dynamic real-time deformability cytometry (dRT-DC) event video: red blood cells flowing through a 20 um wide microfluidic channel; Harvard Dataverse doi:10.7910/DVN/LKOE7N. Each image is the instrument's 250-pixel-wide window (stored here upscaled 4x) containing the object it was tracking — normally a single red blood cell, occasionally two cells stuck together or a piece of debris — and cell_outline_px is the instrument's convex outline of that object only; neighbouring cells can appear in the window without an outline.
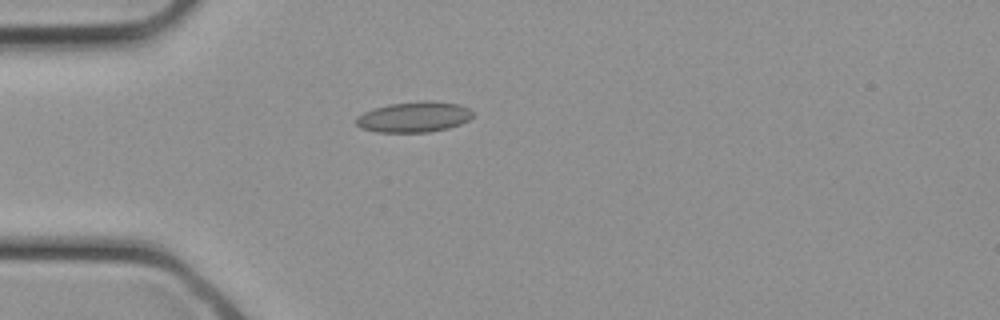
{"species": "common noctule bat (a hibernating species)", "species_latin": "Nyctalus noctula", "temperature_condition": "cold", "stored_images_in_passage": 7, "camera_frame_rate_fps": 3000, "um_per_image_px": 0.085, "animal": {"sex": "female", "body_mass_g": 21.9}, "frame": {"image": 1, "passage_image": 4, "time_ms": 1.0, "image_size_px": [1000, 320], "cell_outline_px": [[472, 116], [468, 120], [460, 124], [448, 128], [428, 132], [376, 132], [360, 128], [356, 124], [356, 116], [372, 108], [388, 104], [420, 100], [432, 100], [460, 104], [468, 108], [472, 112]], "centroid_in_image_um": [35.16, 9.93], "position_along_channel_um": 49.8, "area_um2": 21.04}}
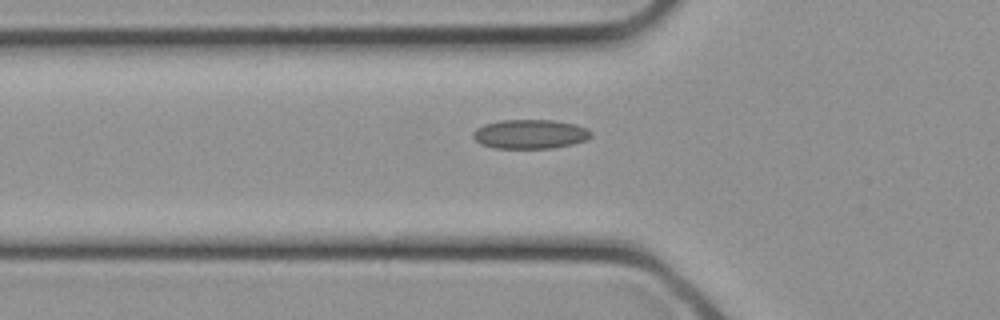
{"frame": {"image": 2, "passage_image": 6, "time_ms": 1.667, "image_size_px": [1000, 320], "cell_outline_px": [[592, 136], [584, 140], [572, 144], [552, 148], [492, 148], [480, 144], [472, 136], [472, 132], [476, 128], [484, 124], [500, 120], [552, 120], [576, 124], [588, 128], [592, 132]], "centroid_in_image_um": [45.04, 11.39], "position_along_channel_um": 80.8, "area_um2": 20.23}}